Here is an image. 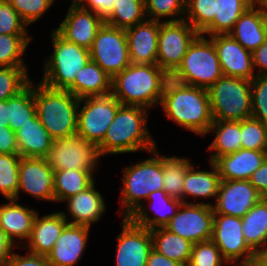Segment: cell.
I'll return each mask as SVG.
<instances>
[{
    "label": "cell",
    "mask_w": 267,
    "mask_h": 266,
    "mask_svg": "<svg viewBox=\"0 0 267 266\" xmlns=\"http://www.w3.org/2000/svg\"><path fill=\"white\" fill-rule=\"evenodd\" d=\"M72 1L83 9L89 10L90 8V11L95 13L103 20H105L111 14L114 6V0H72Z\"/></svg>",
    "instance_id": "cell-49"
},
{
    "label": "cell",
    "mask_w": 267,
    "mask_h": 266,
    "mask_svg": "<svg viewBox=\"0 0 267 266\" xmlns=\"http://www.w3.org/2000/svg\"><path fill=\"white\" fill-rule=\"evenodd\" d=\"M267 157V151L239 149L218 157L214 163L221 180H249Z\"/></svg>",
    "instance_id": "cell-24"
},
{
    "label": "cell",
    "mask_w": 267,
    "mask_h": 266,
    "mask_svg": "<svg viewBox=\"0 0 267 266\" xmlns=\"http://www.w3.org/2000/svg\"><path fill=\"white\" fill-rule=\"evenodd\" d=\"M116 238V266H146L152 250L149 229L136 225L129 217H122V231Z\"/></svg>",
    "instance_id": "cell-15"
},
{
    "label": "cell",
    "mask_w": 267,
    "mask_h": 266,
    "mask_svg": "<svg viewBox=\"0 0 267 266\" xmlns=\"http://www.w3.org/2000/svg\"><path fill=\"white\" fill-rule=\"evenodd\" d=\"M252 118L267 124V75L251 80Z\"/></svg>",
    "instance_id": "cell-46"
},
{
    "label": "cell",
    "mask_w": 267,
    "mask_h": 266,
    "mask_svg": "<svg viewBox=\"0 0 267 266\" xmlns=\"http://www.w3.org/2000/svg\"><path fill=\"white\" fill-rule=\"evenodd\" d=\"M199 33L184 19L160 21L156 64L170 77Z\"/></svg>",
    "instance_id": "cell-10"
},
{
    "label": "cell",
    "mask_w": 267,
    "mask_h": 266,
    "mask_svg": "<svg viewBox=\"0 0 267 266\" xmlns=\"http://www.w3.org/2000/svg\"><path fill=\"white\" fill-rule=\"evenodd\" d=\"M94 187L95 181L84 191L66 199L69 214L73 219L68 224L91 227L106 211L103 196Z\"/></svg>",
    "instance_id": "cell-26"
},
{
    "label": "cell",
    "mask_w": 267,
    "mask_h": 266,
    "mask_svg": "<svg viewBox=\"0 0 267 266\" xmlns=\"http://www.w3.org/2000/svg\"><path fill=\"white\" fill-rule=\"evenodd\" d=\"M168 78L157 64L131 63L112 77L111 94L122 105L149 109L161 103Z\"/></svg>",
    "instance_id": "cell-3"
},
{
    "label": "cell",
    "mask_w": 267,
    "mask_h": 266,
    "mask_svg": "<svg viewBox=\"0 0 267 266\" xmlns=\"http://www.w3.org/2000/svg\"><path fill=\"white\" fill-rule=\"evenodd\" d=\"M112 77L97 63L89 61L76 75L75 81L66 89L78 99L111 94Z\"/></svg>",
    "instance_id": "cell-29"
},
{
    "label": "cell",
    "mask_w": 267,
    "mask_h": 266,
    "mask_svg": "<svg viewBox=\"0 0 267 266\" xmlns=\"http://www.w3.org/2000/svg\"><path fill=\"white\" fill-rule=\"evenodd\" d=\"M241 148L267 151V124L254 118L241 121Z\"/></svg>",
    "instance_id": "cell-43"
},
{
    "label": "cell",
    "mask_w": 267,
    "mask_h": 266,
    "mask_svg": "<svg viewBox=\"0 0 267 266\" xmlns=\"http://www.w3.org/2000/svg\"><path fill=\"white\" fill-rule=\"evenodd\" d=\"M35 86L36 113L50 136L60 139L75 135L79 99L68 90L53 89L41 82Z\"/></svg>",
    "instance_id": "cell-4"
},
{
    "label": "cell",
    "mask_w": 267,
    "mask_h": 266,
    "mask_svg": "<svg viewBox=\"0 0 267 266\" xmlns=\"http://www.w3.org/2000/svg\"><path fill=\"white\" fill-rule=\"evenodd\" d=\"M228 34L251 53L255 51L267 39V16L263 7L258 2L250 6Z\"/></svg>",
    "instance_id": "cell-22"
},
{
    "label": "cell",
    "mask_w": 267,
    "mask_h": 266,
    "mask_svg": "<svg viewBox=\"0 0 267 266\" xmlns=\"http://www.w3.org/2000/svg\"><path fill=\"white\" fill-rule=\"evenodd\" d=\"M151 158L124 169L121 207L123 217H130L143 203V198L163 189V155L152 150Z\"/></svg>",
    "instance_id": "cell-5"
},
{
    "label": "cell",
    "mask_w": 267,
    "mask_h": 266,
    "mask_svg": "<svg viewBox=\"0 0 267 266\" xmlns=\"http://www.w3.org/2000/svg\"><path fill=\"white\" fill-rule=\"evenodd\" d=\"M32 37L0 34V67H27L21 56Z\"/></svg>",
    "instance_id": "cell-39"
},
{
    "label": "cell",
    "mask_w": 267,
    "mask_h": 266,
    "mask_svg": "<svg viewBox=\"0 0 267 266\" xmlns=\"http://www.w3.org/2000/svg\"><path fill=\"white\" fill-rule=\"evenodd\" d=\"M93 173L94 171L73 169L54 171L55 202H63L67 198L87 189L95 181Z\"/></svg>",
    "instance_id": "cell-35"
},
{
    "label": "cell",
    "mask_w": 267,
    "mask_h": 266,
    "mask_svg": "<svg viewBox=\"0 0 267 266\" xmlns=\"http://www.w3.org/2000/svg\"><path fill=\"white\" fill-rule=\"evenodd\" d=\"M249 181L262 197L267 198V157Z\"/></svg>",
    "instance_id": "cell-52"
},
{
    "label": "cell",
    "mask_w": 267,
    "mask_h": 266,
    "mask_svg": "<svg viewBox=\"0 0 267 266\" xmlns=\"http://www.w3.org/2000/svg\"><path fill=\"white\" fill-rule=\"evenodd\" d=\"M217 0H186L185 20L201 34L213 21Z\"/></svg>",
    "instance_id": "cell-41"
},
{
    "label": "cell",
    "mask_w": 267,
    "mask_h": 266,
    "mask_svg": "<svg viewBox=\"0 0 267 266\" xmlns=\"http://www.w3.org/2000/svg\"><path fill=\"white\" fill-rule=\"evenodd\" d=\"M147 108L121 105L107 129L103 141L97 146L100 157L108 154L134 153L156 149V142L147 127Z\"/></svg>",
    "instance_id": "cell-2"
},
{
    "label": "cell",
    "mask_w": 267,
    "mask_h": 266,
    "mask_svg": "<svg viewBox=\"0 0 267 266\" xmlns=\"http://www.w3.org/2000/svg\"><path fill=\"white\" fill-rule=\"evenodd\" d=\"M150 232L153 250L183 266H188L193 248L191 241L170 232L165 227L155 228Z\"/></svg>",
    "instance_id": "cell-30"
},
{
    "label": "cell",
    "mask_w": 267,
    "mask_h": 266,
    "mask_svg": "<svg viewBox=\"0 0 267 266\" xmlns=\"http://www.w3.org/2000/svg\"><path fill=\"white\" fill-rule=\"evenodd\" d=\"M146 266H183L179 262L169 259L155 250H151L147 259Z\"/></svg>",
    "instance_id": "cell-55"
},
{
    "label": "cell",
    "mask_w": 267,
    "mask_h": 266,
    "mask_svg": "<svg viewBox=\"0 0 267 266\" xmlns=\"http://www.w3.org/2000/svg\"><path fill=\"white\" fill-rule=\"evenodd\" d=\"M79 102L76 134L98 146L122 104L112 94L85 97Z\"/></svg>",
    "instance_id": "cell-9"
},
{
    "label": "cell",
    "mask_w": 267,
    "mask_h": 266,
    "mask_svg": "<svg viewBox=\"0 0 267 266\" xmlns=\"http://www.w3.org/2000/svg\"><path fill=\"white\" fill-rule=\"evenodd\" d=\"M210 162L211 171L194 170L191 165L184 176L183 198L192 197H214L217 199L220 184V175L214 162Z\"/></svg>",
    "instance_id": "cell-33"
},
{
    "label": "cell",
    "mask_w": 267,
    "mask_h": 266,
    "mask_svg": "<svg viewBox=\"0 0 267 266\" xmlns=\"http://www.w3.org/2000/svg\"><path fill=\"white\" fill-rule=\"evenodd\" d=\"M19 154L15 132L9 127L0 126V154Z\"/></svg>",
    "instance_id": "cell-51"
},
{
    "label": "cell",
    "mask_w": 267,
    "mask_h": 266,
    "mask_svg": "<svg viewBox=\"0 0 267 266\" xmlns=\"http://www.w3.org/2000/svg\"><path fill=\"white\" fill-rule=\"evenodd\" d=\"M90 227L67 224L47 255L50 266H74L81 258Z\"/></svg>",
    "instance_id": "cell-21"
},
{
    "label": "cell",
    "mask_w": 267,
    "mask_h": 266,
    "mask_svg": "<svg viewBox=\"0 0 267 266\" xmlns=\"http://www.w3.org/2000/svg\"><path fill=\"white\" fill-rule=\"evenodd\" d=\"M192 164L186 158L163 155V190L167 195L182 202L184 176Z\"/></svg>",
    "instance_id": "cell-37"
},
{
    "label": "cell",
    "mask_w": 267,
    "mask_h": 266,
    "mask_svg": "<svg viewBox=\"0 0 267 266\" xmlns=\"http://www.w3.org/2000/svg\"><path fill=\"white\" fill-rule=\"evenodd\" d=\"M217 51L223 76L252 80L254 74L252 53L230 34L209 36Z\"/></svg>",
    "instance_id": "cell-18"
},
{
    "label": "cell",
    "mask_w": 267,
    "mask_h": 266,
    "mask_svg": "<svg viewBox=\"0 0 267 266\" xmlns=\"http://www.w3.org/2000/svg\"><path fill=\"white\" fill-rule=\"evenodd\" d=\"M160 104L169 120L196 134H208L213 117L207 89L186 85L169 77Z\"/></svg>",
    "instance_id": "cell-1"
},
{
    "label": "cell",
    "mask_w": 267,
    "mask_h": 266,
    "mask_svg": "<svg viewBox=\"0 0 267 266\" xmlns=\"http://www.w3.org/2000/svg\"><path fill=\"white\" fill-rule=\"evenodd\" d=\"M71 3L61 25L54 30L65 40L90 50L105 21L92 11L79 7L73 1Z\"/></svg>",
    "instance_id": "cell-19"
},
{
    "label": "cell",
    "mask_w": 267,
    "mask_h": 266,
    "mask_svg": "<svg viewBox=\"0 0 267 266\" xmlns=\"http://www.w3.org/2000/svg\"><path fill=\"white\" fill-rule=\"evenodd\" d=\"M8 99L0 101V126L7 127L9 125L8 121Z\"/></svg>",
    "instance_id": "cell-57"
},
{
    "label": "cell",
    "mask_w": 267,
    "mask_h": 266,
    "mask_svg": "<svg viewBox=\"0 0 267 266\" xmlns=\"http://www.w3.org/2000/svg\"><path fill=\"white\" fill-rule=\"evenodd\" d=\"M208 133L216 135L208 147L209 151H214L210 156L211 162L241 149V121H213Z\"/></svg>",
    "instance_id": "cell-32"
},
{
    "label": "cell",
    "mask_w": 267,
    "mask_h": 266,
    "mask_svg": "<svg viewBox=\"0 0 267 266\" xmlns=\"http://www.w3.org/2000/svg\"><path fill=\"white\" fill-rule=\"evenodd\" d=\"M245 242L255 252L267 245V198L262 197L243 217Z\"/></svg>",
    "instance_id": "cell-31"
},
{
    "label": "cell",
    "mask_w": 267,
    "mask_h": 266,
    "mask_svg": "<svg viewBox=\"0 0 267 266\" xmlns=\"http://www.w3.org/2000/svg\"><path fill=\"white\" fill-rule=\"evenodd\" d=\"M51 39L53 53L44 63V76L40 82L53 89L66 90L91 60L90 50L65 40L54 29Z\"/></svg>",
    "instance_id": "cell-8"
},
{
    "label": "cell",
    "mask_w": 267,
    "mask_h": 266,
    "mask_svg": "<svg viewBox=\"0 0 267 266\" xmlns=\"http://www.w3.org/2000/svg\"><path fill=\"white\" fill-rule=\"evenodd\" d=\"M3 266H50V264L46 256L28 252L23 257L13 252Z\"/></svg>",
    "instance_id": "cell-50"
},
{
    "label": "cell",
    "mask_w": 267,
    "mask_h": 266,
    "mask_svg": "<svg viewBox=\"0 0 267 266\" xmlns=\"http://www.w3.org/2000/svg\"><path fill=\"white\" fill-rule=\"evenodd\" d=\"M241 227L242 218L240 217L214 214L211 240L221 251L228 264H234L240 260L241 262L237 265L249 266L252 265L254 251L245 242Z\"/></svg>",
    "instance_id": "cell-14"
},
{
    "label": "cell",
    "mask_w": 267,
    "mask_h": 266,
    "mask_svg": "<svg viewBox=\"0 0 267 266\" xmlns=\"http://www.w3.org/2000/svg\"><path fill=\"white\" fill-rule=\"evenodd\" d=\"M258 3L263 7L265 15L267 16V0H258Z\"/></svg>",
    "instance_id": "cell-58"
},
{
    "label": "cell",
    "mask_w": 267,
    "mask_h": 266,
    "mask_svg": "<svg viewBox=\"0 0 267 266\" xmlns=\"http://www.w3.org/2000/svg\"><path fill=\"white\" fill-rule=\"evenodd\" d=\"M147 199L151 205L150 207L153 209L151 211L154 212V215L150 217L148 210L142 204L129 218L136 225L149 230L165 227L183 203L167 195L163 189L150 193Z\"/></svg>",
    "instance_id": "cell-25"
},
{
    "label": "cell",
    "mask_w": 267,
    "mask_h": 266,
    "mask_svg": "<svg viewBox=\"0 0 267 266\" xmlns=\"http://www.w3.org/2000/svg\"><path fill=\"white\" fill-rule=\"evenodd\" d=\"M36 115L34 84L30 81L22 91L8 99V126L15 132Z\"/></svg>",
    "instance_id": "cell-36"
},
{
    "label": "cell",
    "mask_w": 267,
    "mask_h": 266,
    "mask_svg": "<svg viewBox=\"0 0 267 266\" xmlns=\"http://www.w3.org/2000/svg\"><path fill=\"white\" fill-rule=\"evenodd\" d=\"M227 260L212 240L193 244L188 266H224Z\"/></svg>",
    "instance_id": "cell-45"
},
{
    "label": "cell",
    "mask_w": 267,
    "mask_h": 266,
    "mask_svg": "<svg viewBox=\"0 0 267 266\" xmlns=\"http://www.w3.org/2000/svg\"><path fill=\"white\" fill-rule=\"evenodd\" d=\"M185 1L186 0H144L145 13L149 20H157L163 17H169L165 21H181L185 14ZM182 15V16H181ZM179 16V18H172ZM182 18H181V17Z\"/></svg>",
    "instance_id": "cell-44"
},
{
    "label": "cell",
    "mask_w": 267,
    "mask_h": 266,
    "mask_svg": "<svg viewBox=\"0 0 267 266\" xmlns=\"http://www.w3.org/2000/svg\"><path fill=\"white\" fill-rule=\"evenodd\" d=\"M207 90L213 121L252 118L251 80L222 76Z\"/></svg>",
    "instance_id": "cell-7"
},
{
    "label": "cell",
    "mask_w": 267,
    "mask_h": 266,
    "mask_svg": "<svg viewBox=\"0 0 267 266\" xmlns=\"http://www.w3.org/2000/svg\"><path fill=\"white\" fill-rule=\"evenodd\" d=\"M20 160L19 154H0V192L6 200L18 193Z\"/></svg>",
    "instance_id": "cell-40"
},
{
    "label": "cell",
    "mask_w": 267,
    "mask_h": 266,
    "mask_svg": "<svg viewBox=\"0 0 267 266\" xmlns=\"http://www.w3.org/2000/svg\"><path fill=\"white\" fill-rule=\"evenodd\" d=\"M144 0H114L111 14L104 20L106 24L127 29L146 20Z\"/></svg>",
    "instance_id": "cell-38"
},
{
    "label": "cell",
    "mask_w": 267,
    "mask_h": 266,
    "mask_svg": "<svg viewBox=\"0 0 267 266\" xmlns=\"http://www.w3.org/2000/svg\"><path fill=\"white\" fill-rule=\"evenodd\" d=\"M27 24L6 0H0V34L28 35Z\"/></svg>",
    "instance_id": "cell-47"
},
{
    "label": "cell",
    "mask_w": 267,
    "mask_h": 266,
    "mask_svg": "<svg viewBox=\"0 0 267 266\" xmlns=\"http://www.w3.org/2000/svg\"><path fill=\"white\" fill-rule=\"evenodd\" d=\"M249 266H267V245L254 252L252 265Z\"/></svg>",
    "instance_id": "cell-56"
},
{
    "label": "cell",
    "mask_w": 267,
    "mask_h": 266,
    "mask_svg": "<svg viewBox=\"0 0 267 266\" xmlns=\"http://www.w3.org/2000/svg\"><path fill=\"white\" fill-rule=\"evenodd\" d=\"M253 68H259L256 75H267V39L252 52Z\"/></svg>",
    "instance_id": "cell-53"
},
{
    "label": "cell",
    "mask_w": 267,
    "mask_h": 266,
    "mask_svg": "<svg viewBox=\"0 0 267 266\" xmlns=\"http://www.w3.org/2000/svg\"><path fill=\"white\" fill-rule=\"evenodd\" d=\"M19 188L15 200L23 190L28 195L47 201H54V170L46 158L21 157L19 165Z\"/></svg>",
    "instance_id": "cell-17"
},
{
    "label": "cell",
    "mask_w": 267,
    "mask_h": 266,
    "mask_svg": "<svg viewBox=\"0 0 267 266\" xmlns=\"http://www.w3.org/2000/svg\"><path fill=\"white\" fill-rule=\"evenodd\" d=\"M67 224L65 212L57 211L41 218L37 214L28 244L25 243L23 248H28L29 253L47 257Z\"/></svg>",
    "instance_id": "cell-23"
},
{
    "label": "cell",
    "mask_w": 267,
    "mask_h": 266,
    "mask_svg": "<svg viewBox=\"0 0 267 266\" xmlns=\"http://www.w3.org/2000/svg\"><path fill=\"white\" fill-rule=\"evenodd\" d=\"M90 57L111 77L122 72L131 64L125 29L104 23L95 36Z\"/></svg>",
    "instance_id": "cell-12"
},
{
    "label": "cell",
    "mask_w": 267,
    "mask_h": 266,
    "mask_svg": "<svg viewBox=\"0 0 267 266\" xmlns=\"http://www.w3.org/2000/svg\"><path fill=\"white\" fill-rule=\"evenodd\" d=\"M261 198L249 180H221L212 207L214 214L242 218Z\"/></svg>",
    "instance_id": "cell-16"
},
{
    "label": "cell",
    "mask_w": 267,
    "mask_h": 266,
    "mask_svg": "<svg viewBox=\"0 0 267 266\" xmlns=\"http://www.w3.org/2000/svg\"><path fill=\"white\" fill-rule=\"evenodd\" d=\"M17 246L20 247V244H15L8 237V235L0 228V266H3L6 261L9 259L11 254L13 253V248Z\"/></svg>",
    "instance_id": "cell-54"
},
{
    "label": "cell",
    "mask_w": 267,
    "mask_h": 266,
    "mask_svg": "<svg viewBox=\"0 0 267 266\" xmlns=\"http://www.w3.org/2000/svg\"><path fill=\"white\" fill-rule=\"evenodd\" d=\"M29 83L27 67H0V101L17 95Z\"/></svg>",
    "instance_id": "cell-42"
},
{
    "label": "cell",
    "mask_w": 267,
    "mask_h": 266,
    "mask_svg": "<svg viewBox=\"0 0 267 266\" xmlns=\"http://www.w3.org/2000/svg\"><path fill=\"white\" fill-rule=\"evenodd\" d=\"M257 2L258 0H217L214 21L201 34H228L238 18Z\"/></svg>",
    "instance_id": "cell-34"
},
{
    "label": "cell",
    "mask_w": 267,
    "mask_h": 266,
    "mask_svg": "<svg viewBox=\"0 0 267 266\" xmlns=\"http://www.w3.org/2000/svg\"><path fill=\"white\" fill-rule=\"evenodd\" d=\"M212 203L183 202L165 226L170 232L193 244L211 240L214 222Z\"/></svg>",
    "instance_id": "cell-13"
},
{
    "label": "cell",
    "mask_w": 267,
    "mask_h": 266,
    "mask_svg": "<svg viewBox=\"0 0 267 266\" xmlns=\"http://www.w3.org/2000/svg\"><path fill=\"white\" fill-rule=\"evenodd\" d=\"M160 21L149 20L125 30L129 57L134 64H156Z\"/></svg>",
    "instance_id": "cell-20"
},
{
    "label": "cell",
    "mask_w": 267,
    "mask_h": 266,
    "mask_svg": "<svg viewBox=\"0 0 267 266\" xmlns=\"http://www.w3.org/2000/svg\"><path fill=\"white\" fill-rule=\"evenodd\" d=\"M15 135L21 157L46 158L54 140L37 115L15 131Z\"/></svg>",
    "instance_id": "cell-28"
},
{
    "label": "cell",
    "mask_w": 267,
    "mask_h": 266,
    "mask_svg": "<svg viewBox=\"0 0 267 266\" xmlns=\"http://www.w3.org/2000/svg\"><path fill=\"white\" fill-rule=\"evenodd\" d=\"M222 76L213 42L199 34L190 44L180 66L170 77L186 85L209 89Z\"/></svg>",
    "instance_id": "cell-6"
},
{
    "label": "cell",
    "mask_w": 267,
    "mask_h": 266,
    "mask_svg": "<svg viewBox=\"0 0 267 266\" xmlns=\"http://www.w3.org/2000/svg\"><path fill=\"white\" fill-rule=\"evenodd\" d=\"M99 158L98 147L78 134L54 139L46 156L49 166L54 171H95Z\"/></svg>",
    "instance_id": "cell-11"
},
{
    "label": "cell",
    "mask_w": 267,
    "mask_h": 266,
    "mask_svg": "<svg viewBox=\"0 0 267 266\" xmlns=\"http://www.w3.org/2000/svg\"><path fill=\"white\" fill-rule=\"evenodd\" d=\"M28 25L37 21L53 4L54 0H7Z\"/></svg>",
    "instance_id": "cell-48"
},
{
    "label": "cell",
    "mask_w": 267,
    "mask_h": 266,
    "mask_svg": "<svg viewBox=\"0 0 267 266\" xmlns=\"http://www.w3.org/2000/svg\"><path fill=\"white\" fill-rule=\"evenodd\" d=\"M37 214L36 210L18 204V200L9 199L8 204L0 205V228L13 243L18 238L28 241Z\"/></svg>",
    "instance_id": "cell-27"
}]
</instances>
